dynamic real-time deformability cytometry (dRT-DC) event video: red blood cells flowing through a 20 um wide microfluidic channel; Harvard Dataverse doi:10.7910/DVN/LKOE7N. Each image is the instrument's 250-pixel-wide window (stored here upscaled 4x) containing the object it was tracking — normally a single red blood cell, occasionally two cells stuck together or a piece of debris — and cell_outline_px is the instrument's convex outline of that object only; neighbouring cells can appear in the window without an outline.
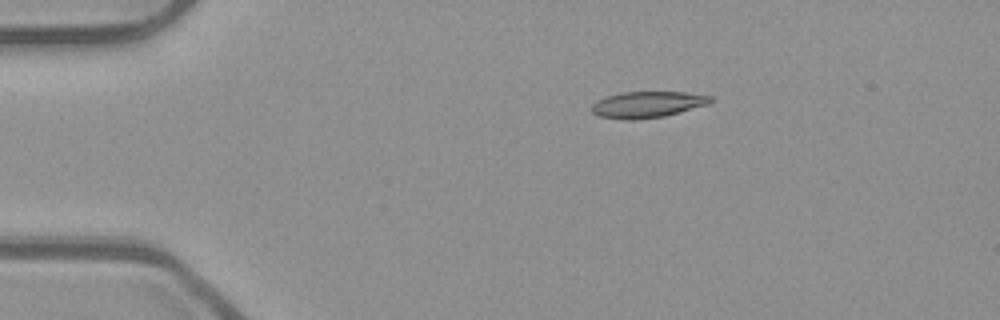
{"species": "common noctule bat (a hibernating species)", "species_latin": "Nyctalus noctula", "temperature_condition": "room temperature", "stored_images_in_passage": 44, "camera_frame_rate_fps": 3000, "um_per_image_px": 0.085, "animal": {"sex": "male", "body_mass_g": 23.1, "forearm_length_mm": 52.7}, "frame": {"image": 1, "passage_image": 1, "time_ms": 0.0, "image_size_px": [1000, 320], "cell_outline_px": [[712, 100], [708, 104], [664, 116], [632, 120], [628, 120], [600, 116], [592, 112], [592, 104], [596, 100], [620, 92], [684, 92], [712, 96]], "centroid_in_image_um": [55.01, 8.88], "position_along_channel_um": 30.0, "area_um2": 17.98}}
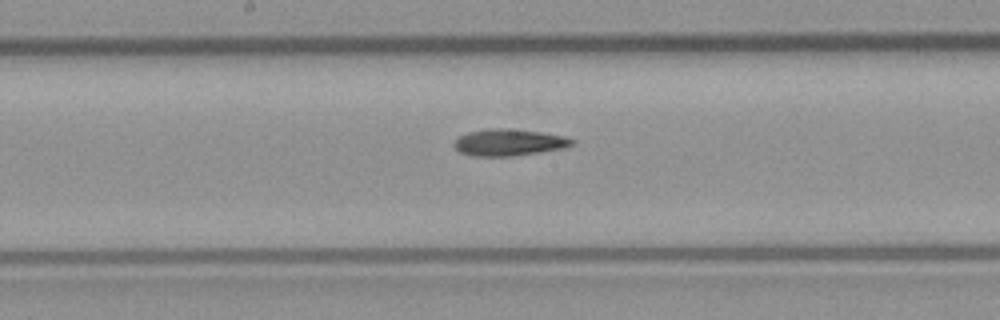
{"frame": {"image": 2, "passage_image": 19, "time_ms": 6.0, "image_size_px": [1000, 320], "cell_outline_px": [[576, 140], [568, 148], [512, 156], [476, 156], [460, 152], [452, 144], [460, 136], [468, 132], [484, 128], [504, 128], [540, 132], [564, 136]], "centroid_in_image_um": [43.28, 12.1], "position_along_channel_um": 204.9, "area_um2": 18.38}}
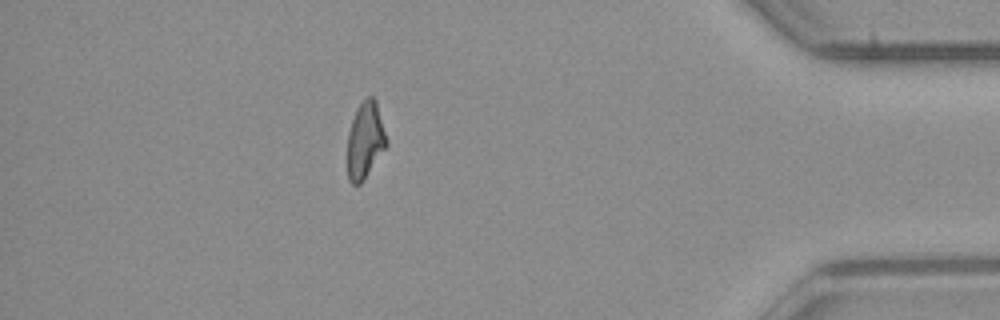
{"frame": {"image": 3, "passage_image": 38, "time_ms": 12.333, "image_size_px": [1000, 320], "cell_outline_px": [[388, 144], [364, 180], [360, 184], [352, 184], [348, 180], [348, 132], [352, 120], [360, 104], [368, 96], [372, 96], [376, 100], [388, 140]], "centroid_in_image_um": [31.05, 11.94], "position_along_channel_um": 404.1, "area_um2": 17.34}}